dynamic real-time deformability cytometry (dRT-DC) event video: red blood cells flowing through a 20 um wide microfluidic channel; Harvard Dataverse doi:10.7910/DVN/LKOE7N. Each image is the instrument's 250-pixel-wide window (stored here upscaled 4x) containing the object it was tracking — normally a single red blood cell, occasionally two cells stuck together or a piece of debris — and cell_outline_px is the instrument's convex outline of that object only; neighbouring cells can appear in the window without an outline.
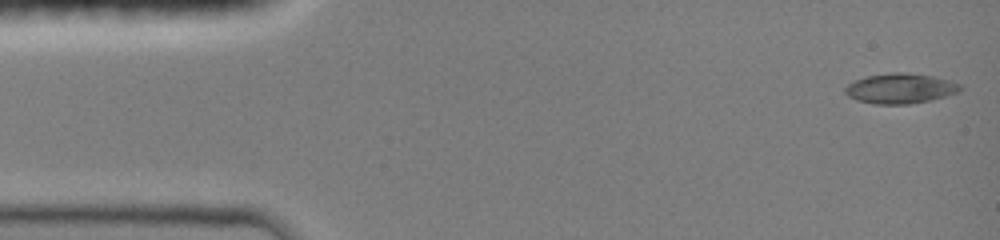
{"species": "common noctule bat (a hibernating species)", "species_latin": "Nyctalus noctula", "temperature_condition": "room temperature", "stored_images_in_passage": 11, "camera_frame_rate_fps": 3000, "um_per_image_px": 0.085, "animal": {"sex": "female", "body_mass_g": 19.0, "forearm_length_mm": 51.5}, "frame": {"image": 1, "passage_image": 1, "time_ms": 0.0, "image_size_px": [1000, 240], "cell_outline_px": [[964, 88], [960, 92], [928, 100], [908, 104], [872, 104], [856, 100], [848, 96], [844, 92], [844, 88], [848, 84], [856, 80], [868, 76], [892, 72], [904, 72], [932, 76], [948, 80], [960, 84]], "centroid_in_image_um": [76.51, 7.52], "position_along_channel_um": 8.5, "area_um2": 20.11}}
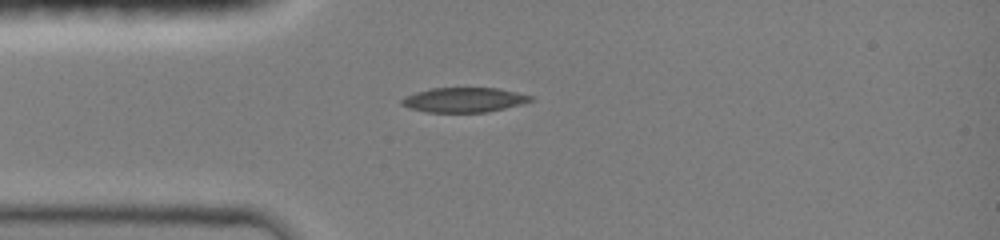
{"frame": {"image": 2, "passage_image": 8, "time_ms": 3.333, "image_size_px": [1000, 240], "cell_outline_px": [[532, 100], [520, 104], [488, 112], [428, 112], [408, 108], [400, 104], [400, 100], [404, 96], [416, 92], [432, 88], [496, 88], [516, 92], [532, 96]], "centroid_in_image_um": [39.37, 8.49], "position_along_channel_um": 45.6, "area_um2": 18.44}}
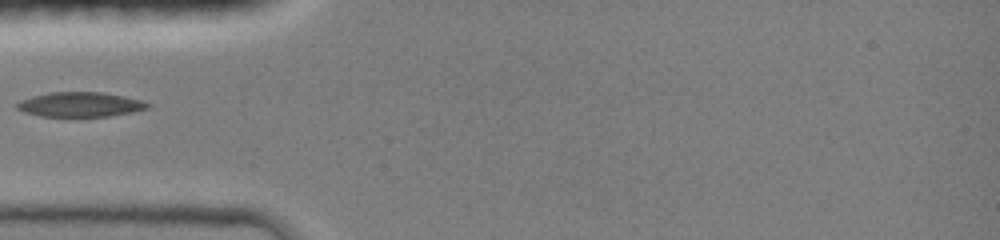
{"frame": {"image": 3, "passage_image": 10, "time_ms": 4.333, "image_size_px": [1000, 240], "cell_outline_px": [[148, 108], [132, 112], [108, 116], [40, 116], [24, 112], [16, 108], [16, 104], [20, 100], [32, 96], [48, 92], [104, 92], [124, 96], [140, 100], [148, 104]], "centroid_in_image_um": [6.77, 8.87], "position_along_channel_um": 78.2, "area_um2": 18.67}}